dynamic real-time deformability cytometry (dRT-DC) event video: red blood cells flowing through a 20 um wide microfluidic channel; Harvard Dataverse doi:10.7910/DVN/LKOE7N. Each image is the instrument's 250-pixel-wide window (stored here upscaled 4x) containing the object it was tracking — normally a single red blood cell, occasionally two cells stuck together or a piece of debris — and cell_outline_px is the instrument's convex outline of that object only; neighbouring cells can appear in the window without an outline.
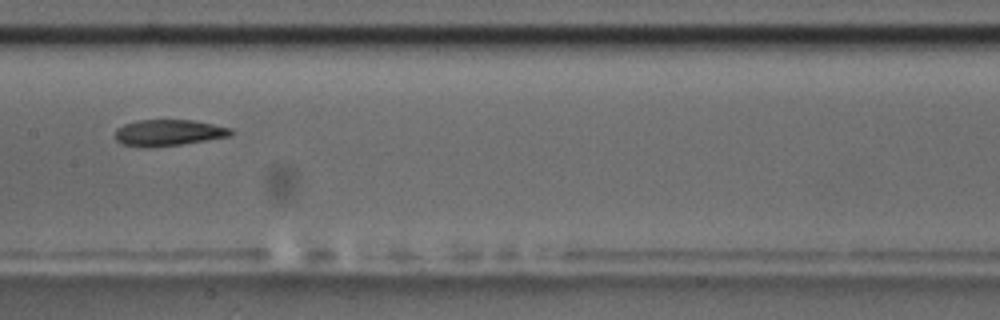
{"species": "common noctule bat (a hibernating species)", "species_latin": "Nyctalus noctula", "temperature_condition": "room temperature", "stored_images_in_passage": 9, "camera_frame_rate_fps": 3000, "um_per_image_px": 0.085, "animal": {"sex": "male", "body_mass_g": 17.5, "forearm_length_mm": 52.3}, "frame": {"image": 1, "passage_image": 6, "time_ms": 6.0, "image_size_px": [1000, 320], "cell_outline_px": [[232, 136], [208, 140], [152, 148], [144, 148], [120, 144], [116, 140], [116, 128], [124, 124], [136, 120], [192, 120], [232, 128]], "centroid_in_image_um": [14.29, 11.29], "position_along_channel_um": 193.1, "area_um2": 17.92}}
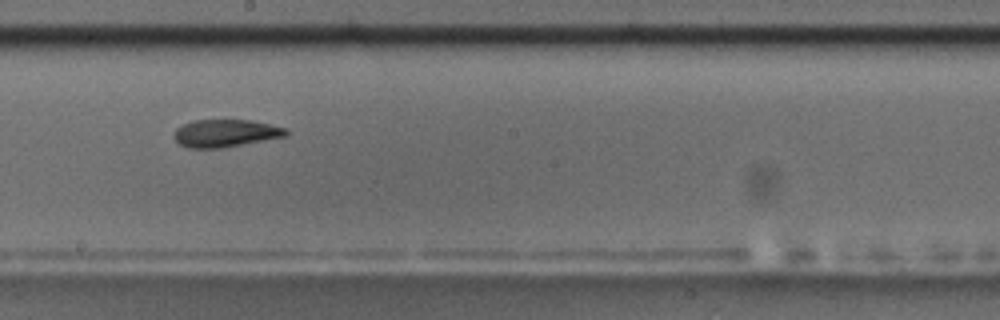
{"frame": {"image": 2, "passage_image": 7, "time_ms": 7.0, "image_size_px": [1000, 320], "cell_outline_px": [[288, 136], [220, 148], [188, 148], [180, 144], [172, 136], [176, 128], [192, 120], [252, 120], [288, 128]], "centroid_in_image_um": [19.18, 11.32], "position_along_channel_um": 229.0, "area_um2": 18.09}}